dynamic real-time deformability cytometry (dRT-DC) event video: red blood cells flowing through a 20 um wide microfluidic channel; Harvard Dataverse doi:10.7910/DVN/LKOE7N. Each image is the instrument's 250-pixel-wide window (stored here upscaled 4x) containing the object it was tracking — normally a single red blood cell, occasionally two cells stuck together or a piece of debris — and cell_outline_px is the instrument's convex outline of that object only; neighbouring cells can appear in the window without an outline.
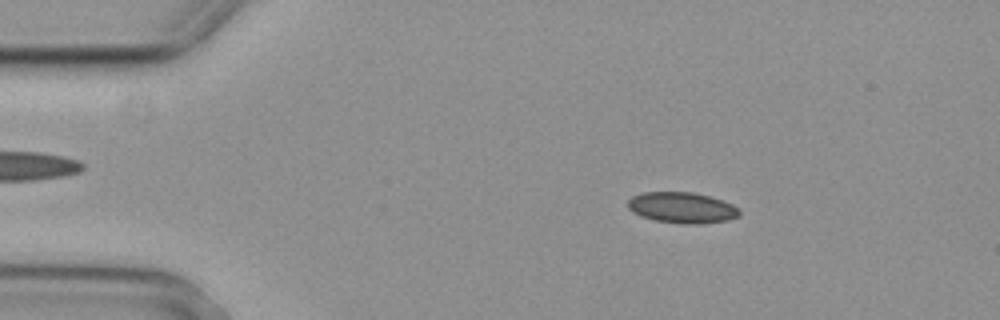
{"species": "common noctule bat (a hibernating species)", "species_latin": "Nyctalus noctula", "temperature_condition": "cold", "stored_images_in_passage": 6, "camera_frame_rate_fps": 3000, "um_per_image_px": 0.085, "animal": {"sex": "female", "body_mass_g": 29.2, "forearm_length_mm": 56.3}, "frame": {"image": 1, "passage_image": 2, "time_ms": 0.333, "image_size_px": [1000, 320], "cell_outline_px": [[740, 216], [728, 220], [700, 224], [684, 224], [656, 220], [640, 216], [632, 212], [628, 208], [628, 200], [632, 196], [644, 192], [692, 192], [724, 200], [740, 208]], "centroid_in_image_um": [57.99, 17.65], "position_along_channel_um": 27.0, "area_um2": 20.23}}
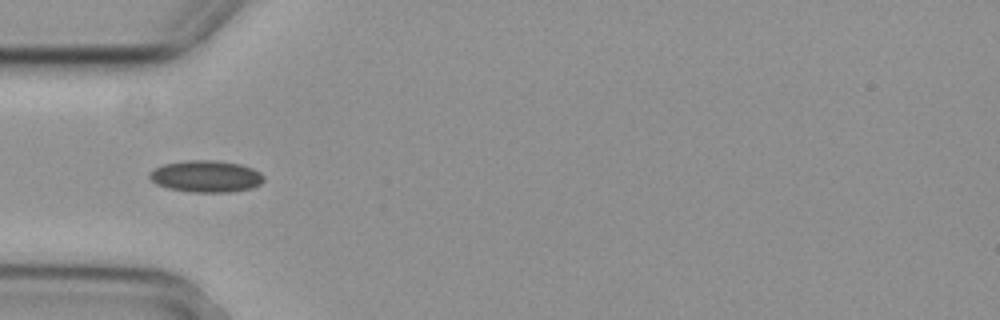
{"frame": {"image": 2, "passage_image": 4, "time_ms": 1.0, "image_size_px": [1000, 320], "cell_outline_px": [[264, 180], [260, 184], [252, 188], [228, 192], [192, 192], [168, 188], [156, 184], [148, 176], [148, 172], [164, 164], [188, 160], [216, 160], [240, 164], [252, 168], [260, 172], [264, 176]], "centroid_in_image_um": [17.52, 14.99], "position_along_channel_um": 67.5, "area_um2": 21.15}}
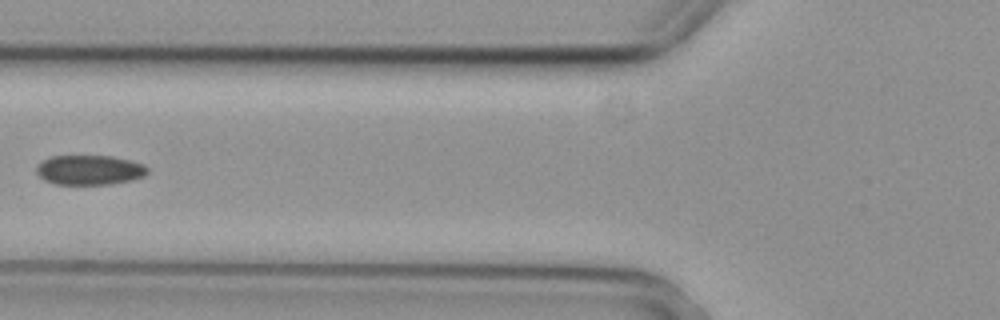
{"frame": {"image": 3, "passage_image": 5, "time_ms": 1.333, "image_size_px": [1000, 320], "cell_outline_px": [[148, 172], [144, 176], [132, 180], [112, 184], [56, 184], [44, 180], [36, 172], [36, 164], [52, 156], [112, 156], [144, 164], [148, 168]], "centroid_in_image_um": [7.61, 14.45], "position_along_channel_um": 118.2, "area_um2": 19.25}}